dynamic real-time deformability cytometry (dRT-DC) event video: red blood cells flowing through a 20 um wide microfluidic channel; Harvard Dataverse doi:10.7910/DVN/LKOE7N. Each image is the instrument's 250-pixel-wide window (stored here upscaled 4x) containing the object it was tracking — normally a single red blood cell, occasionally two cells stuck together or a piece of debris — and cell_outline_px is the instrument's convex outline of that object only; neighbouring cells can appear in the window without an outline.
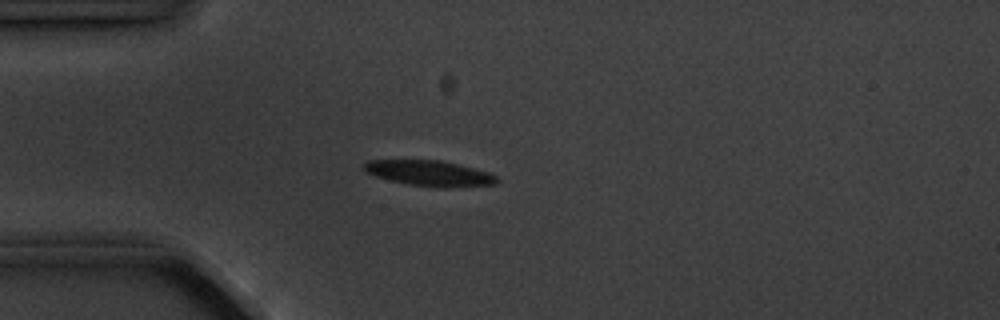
{"species": "common noctule bat (a hibernating species)", "species_latin": "Nyctalus noctula", "temperature_condition": "cold", "stored_images_in_passage": 4, "camera_frame_rate_fps": 3000, "um_per_image_px": 0.085, "animal": {"sex": "male", "body_mass_g": 20.1, "forearm_length_mm": 53.5}, "frame": {"image": 1, "passage_image": 4, "time_ms": 3.333, "image_size_px": [1000, 320], "cell_outline_px": [[500, 180], [496, 184], [444, 188], [440, 188], [408, 184], [376, 176], [364, 172], [360, 168], [360, 164], [368, 160], [440, 160], [488, 172], [496, 176]], "centroid_in_image_um": [36.44, 14.72], "position_along_channel_um": 48.6, "area_um2": 19.83}}